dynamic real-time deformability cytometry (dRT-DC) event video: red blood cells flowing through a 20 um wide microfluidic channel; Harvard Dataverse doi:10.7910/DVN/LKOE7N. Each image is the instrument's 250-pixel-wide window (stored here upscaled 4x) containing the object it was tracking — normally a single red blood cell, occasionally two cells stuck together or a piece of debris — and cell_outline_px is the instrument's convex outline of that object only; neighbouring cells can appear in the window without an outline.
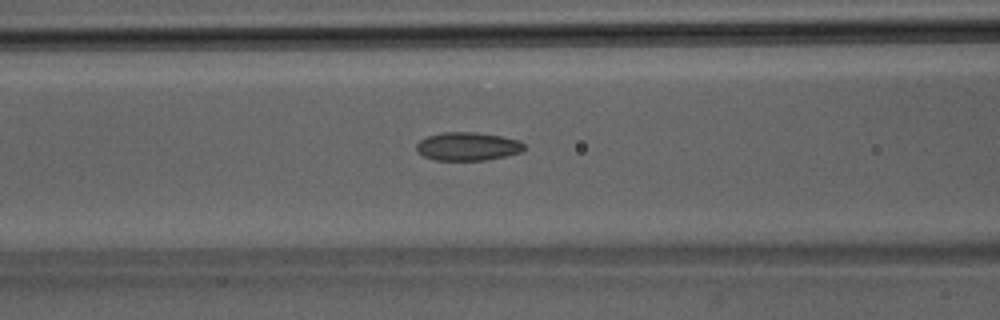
{"species": "Egyptian fruit bat (a non-hibernating species)", "species_latin": "Rousettus aegyptiacus", "temperature_condition": "room temperature", "stored_images_in_passage": 38, "camera_frame_rate_fps": 3000, "um_per_image_px": 0.085, "animal": {"sex": "male"}, "frame": {"image": 1, "passage_image": 15, "time_ms": 4.667, "image_size_px": [1000, 320], "cell_outline_px": [[524, 148], [520, 152], [508, 156], [484, 160], [436, 160], [424, 156], [416, 148], [416, 144], [420, 140], [428, 136], [444, 132], [476, 132], [500, 136], [520, 140], [524, 144]], "centroid_in_image_um": [39.77, 12.44], "position_along_channel_um": 126.8, "area_um2": 17.69}}
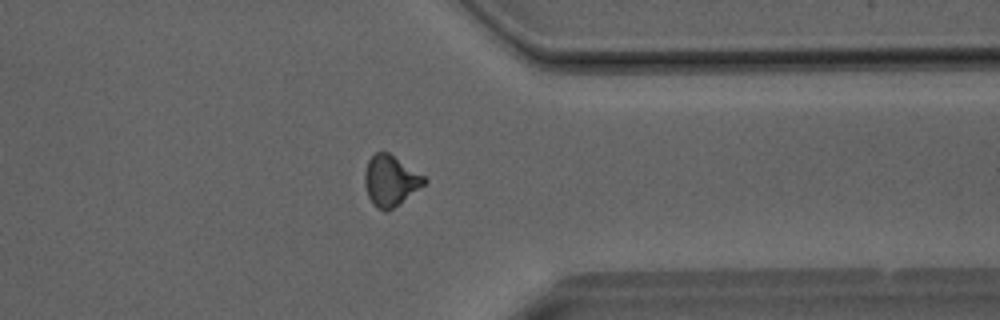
{"frame": {"image": 2, "passage_image": 30, "time_ms": 9.667, "image_size_px": [1000, 320], "cell_outline_px": [[428, 180], [424, 184], [388, 212], [384, 212], [368, 196], [364, 184], [364, 176], [368, 160], [376, 152], [388, 152], [424, 176]], "centroid_in_image_um": [33.18, 15.34], "position_along_channel_um": 378.2, "area_um2": 17.11}}
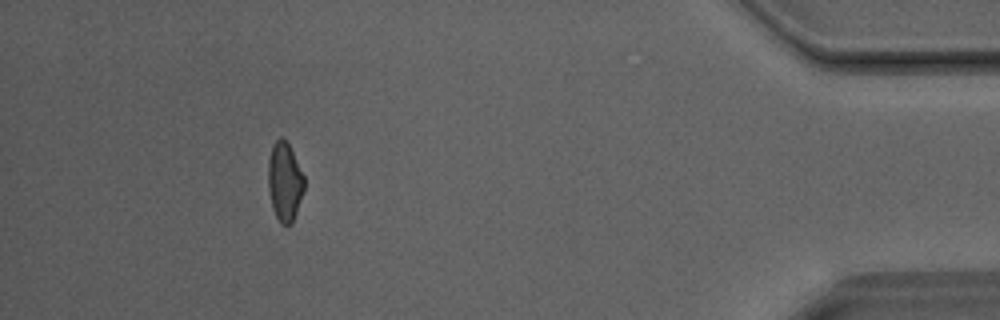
{"frame": {"image": 3, "passage_image": 35, "time_ms": 11.333, "image_size_px": [1000, 320], "cell_outline_px": [[304, 188], [292, 224], [280, 224], [272, 208], [268, 188], [268, 160], [272, 144], [280, 136], [288, 140], [304, 176]], "centroid_in_image_um": [24.18, 15.39], "position_along_channel_um": 411.0, "area_um2": 16.76}}